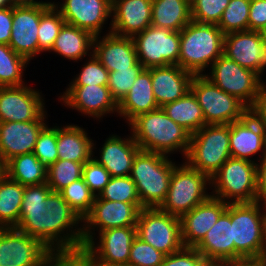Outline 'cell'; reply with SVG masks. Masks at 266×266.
<instances>
[{
	"label": "cell",
	"instance_id": "277c9868",
	"mask_svg": "<svg viewBox=\"0 0 266 266\" xmlns=\"http://www.w3.org/2000/svg\"><path fill=\"white\" fill-rule=\"evenodd\" d=\"M230 124L205 125L191 135L186 162L210 178L231 157Z\"/></svg>",
	"mask_w": 266,
	"mask_h": 266
},
{
	"label": "cell",
	"instance_id": "5b68a950",
	"mask_svg": "<svg viewBox=\"0 0 266 266\" xmlns=\"http://www.w3.org/2000/svg\"><path fill=\"white\" fill-rule=\"evenodd\" d=\"M207 181L211 184L208 175L191 168L186 162L180 167L175 166L166 198L159 209L181 218L211 196L205 192Z\"/></svg>",
	"mask_w": 266,
	"mask_h": 266
},
{
	"label": "cell",
	"instance_id": "7402d4cb",
	"mask_svg": "<svg viewBox=\"0 0 266 266\" xmlns=\"http://www.w3.org/2000/svg\"><path fill=\"white\" fill-rule=\"evenodd\" d=\"M111 8L108 0H65L58 11L66 24L84 29L95 37L111 16Z\"/></svg>",
	"mask_w": 266,
	"mask_h": 266
},
{
	"label": "cell",
	"instance_id": "30bf717a",
	"mask_svg": "<svg viewBox=\"0 0 266 266\" xmlns=\"http://www.w3.org/2000/svg\"><path fill=\"white\" fill-rule=\"evenodd\" d=\"M137 35V36H136ZM132 37L138 62L145 69L178 65L180 55V31L150 25Z\"/></svg>",
	"mask_w": 266,
	"mask_h": 266
},
{
	"label": "cell",
	"instance_id": "7c38bea8",
	"mask_svg": "<svg viewBox=\"0 0 266 266\" xmlns=\"http://www.w3.org/2000/svg\"><path fill=\"white\" fill-rule=\"evenodd\" d=\"M52 189L47 183L25 186L19 223L16 229L39 240L51 251V219L47 213L46 198Z\"/></svg>",
	"mask_w": 266,
	"mask_h": 266
},
{
	"label": "cell",
	"instance_id": "7dc6e473",
	"mask_svg": "<svg viewBox=\"0 0 266 266\" xmlns=\"http://www.w3.org/2000/svg\"><path fill=\"white\" fill-rule=\"evenodd\" d=\"M82 177L94 196H99L111 179L108 170L93 158L83 165Z\"/></svg>",
	"mask_w": 266,
	"mask_h": 266
},
{
	"label": "cell",
	"instance_id": "bcb514c9",
	"mask_svg": "<svg viewBox=\"0 0 266 266\" xmlns=\"http://www.w3.org/2000/svg\"><path fill=\"white\" fill-rule=\"evenodd\" d=\"M165 254L136 237L131 244L128 266H160Z\"/></svg>",
	"mask_w": 266,
	"mask_h": 266
},
{
	"label": "cell",
	"instance_id": "ac0fdd59",
	"mask_svg": "<svg viewBox=\"0 0 266 266\" xmlns=\"http://www.w3.org/2000/svg\"><path fill=\"white\" fill-rule=\"evenodd\" d=\"M223 55L261 75L266 66V42L263 33L247 30L225 34Z\"/></svg>",
	"mask_w": 266,
	"mask_h": 266
},
{
	"label": "cell",
	"instance_id": "52a82bcc",
	"mask_svg": "<svg viewBox=\"0 0 266 266\" xmlns=\"http://www.w3.org/2000/svg\"><path fill=\"white\" fill-rule=\"evenodd\" d=\"M190 90L202 109L205 125L231 124L250 112L240 100L213 84L205 74L192 77Z\"/></svg>",
	"mask_w": 266,
	"mask_h": 266
},
{
	"label": "cell",
	"instance_id": "4fadbf2b",
	"mask_svg": "<svg viewBox=\"0 0 266 266\" xmlns=\"http://www.w3.org/2000/svg\"><path fill=\"white\" fill-rule=\"evenodd\" d=\"M49 251L16 228H0V266H47Z\"/></svg>",
	"mask_w": 266,
	"mask_h": 266
},
{
	"label": "cell",
	"instance_id": "9a60e30c",
	"mask_svg": "<svg viewBox=\"0 0 266 266\" xmlns=\"http://www.w3.org/2000/svg\"><path fill=\"white\" fill-rule=\"evenodd\" d=\"M27 86L0 87V122L44 121V103Z\"/></svg>",
	"mask_w": 266,
	"mask_h": 266
},
{
	"label": "cell",
	"instance_id": "60d3db41",
	"mask_svg": "<svg viewBox=\"0 0 266 266\" xmlns=\"http://www.w3.org/2000/svg\"><path fill=\"white\" fill-rule=\"evenodd\" d=\"M60 193L82 220L90 212L95 196L85 184L83 177L66 186Z\"/></svg>",
	"mask_w": 266,
	"mask_h": 266
},
{
	"label": "cell",
	"instance_id": "ba28073f",
	"mask_svg": "<svg viewBox=\"0 0 266 266\" xmlns=\"http://www.w3.org/2000/svg\"><path fill=\"white\" fill-rule=\"evenodd\" d=\"M254 161L230 157L211 177L215 184L216 198H234L232 203L256 202V163ZM214 183V184H213Z\"/></svg>",
	"mask_w": 266,
	"mask_h": 266
},
{
	"label": "cell",
	"instance_id": "6125c7cd",
	"mask_svg": "<svg viewBox=\"0 0 266 266\" xmlns=\"http://www.w3.org/2000/svg\"><path fill=\"white\" fill-rule=\"evenodd\" d=\"M13 7L11 0H0V9Z\"/></svg>",
	"mask_w": 266,
	"mask_h": 266
},
{
	"label": "cell",
	"instance_id": "6da1fadb",
	"mask_svg": "<svg viewBox=\"0 0 266 266\" xmlns=\"http://www.w3.org/2000/svg\"><path fill=\"white\" fill-rule=\"evenodd\" d=\"M129 124L133 139L142 151L167 155L180 149L186 157L191 134L169 118L161 107L138 115Z\"/></svg>",
	"mask_w": 266,
	"mask_h": 266
},
{
	"label": "cell",
	"instance_id": "603a6c76",
	"mask_svg": "<svg viewBox=\"0 0 266 266\" xmlns=\"http://www.w3.org/2000/svg\"><path fill=\"white\" fill-rule=\"evenodd\" d=\"M44 121L0 122V157L6 163L13 157L32 153Z\"/></svg>",
	"mask_w": 266,
	"mask_h": 266
},
{
	"label": "cell",
	"instance_id": "4dcf8cb0",
	"mask_svg": "<svg viewBox=\"0 0 266 266\" xmlns=\"http://www.w3.org/2000/svg\"><path fill=\"white\" fill-rule=\"evenodd\" d=\"M191 21L190 0H152V26L181 31Z\"/></svg>",
	"mask_w": 266,
	"mask_h": 266
},
{
	"label": "cell",
	"instance_id": "44dd1931",
	"mask_svg": "<svg viewBox=\"0 0 266 266\" xmlns=\"http://www.w3.org/2000/svg\"><path fill=\"white\" fill-rule=\"evenodd\" d=\"M229 144L231 157L246 160L266 148V127L253 111L230 124Z\"/></svg>",
	"mask_w": 266,
	"mask_h": 266
},
{
	"label": "cell",
	"instance_id": "ab89813d",
	"mask_svg": "<svg viewBox=\"0 0 266 266\" xmlns=\"http://www.w3.org/2000/svg\"><path fill=\"white\" fill-rule=\"evenodd\" d=\"M53 4L41 15L38 29V53L50 51L55 43L60 29L65 24V20L58 11V7ZM57 7V8H56Z\"/></svg>",
	"mask_w": 266,
	"mask_h": 266
},
{
	"label": "cell",
	"instance_id": "c3c4849f",
	"mask_svg": "<svg viewBox=\"0 0 266 266\" xmlns=\"http://www.w3.org/2000/svg\"><path fill=\"white\" fill-rule=\"evenodd\" d=\"M92 58L82 68L78 77L71 82V85H108L109 71L96 59L92 54Z\"/></svg>",
	"mask_w": 266,
	"mask_h": 266
},
{
	"label": "cell",
	"instance_id": "836d02e7",
	"mask_svg": "<svg viewBox=\"0 0 266 266\" xmlns=\"http://www.w3.org/2000/svg\"><path fill=\"white\" fill-rule=\"evenodd\" d=\"M6 175L24 186L41 185L47 182V168L33 152L8 160Z\"/></svg>",
	"mask_w": 266,
	"mask_h": 266
},
{
	"label": "cell",
	"instance_id": "b9f144b4",
	"mask_svg": "<svg viewBox=\"0 0 266 266\" xmlns=\"http://www.w3.org/2000/svg\"><path fill=\"white\" fill-rule=\"evenodd\" d=\"M98 197L113 202L140 203L136 185L130 176L111 177Z\"/></svg>",
	"mask_w": 266,
	"mask_h": 266
},
{
	"label": "cell",
	"instance_id": "e7e4bbea",
	"mask_svg": "<svg viewBox=\"0 0 266 266\" xmlns=\"http://www.w3.org/2000/svg\"><path fill=\"white\" fill-rule=\"evenodd\" d=\"M262 33H263V36H264V40L266 42V29Z\"/></svg>",
	"mask_w": 266,
	"mask_h": 266
},
{
	"label": "cell",
	"instance_id": "e0dca14e",
	"mask_svg": "<svg viewBox=\"0 0 266 266\" xmlns=\"http://www.w3.org/2000/svg\"><path fill=\"white\" fill-rule=\"evenodd\" d=\"M99 236L100 245L97 248L94 241H89L83 250L99 266H128L131 244L137 237L136 227L103 230Z\"/></svg>",
	"mask_w": 266,
	"mask_h": 266
},
{
	"label": "cell",
	"instance_id": "11a10c76",
	"mask_svg": "<svg viewBox=\"0 0 266 266\" xmlns=\"http://www.w3.org/2000/svg\"><path fill=\"white\" fill-rule=\"evenodd\" d=\"M261 165L256 164V202L266 203V155H263Z\"/></svg>",
	"mask_w": 266,
	"mask_h": 266
},
{
	"label": "cell",
	"instance_id": "681fc988",
	"mask_svg": "<svg viewBox=\"0 0 266 266\" xmlns=\"http://www.w3.org/2000/svg\"><path fill=\"white\" fill-rule=\"evenodd\" d=\"M160 266H212L204 256L193 247H183L178 252L165 256Z\"/></svg>",
	"mask_w": 266,
	"mask_h": 266
},
{
	"label": "cell",
	"instance_id": "2e32d148",
	"mask_svg": "<svg viewBox=\"0 0 266 266\" xmlns=\"http://www.w3.org/2000/svg\"><path fill=\"white\" fill-rule=\"evenodd\" d=\"M13 6L12 31L9 46L28 61L38 54V29L41 15L52 5Z\"/></svg>",
	"mask_w": 266,
	"mask_h": 266
},
{
	"label": "cell",
	"instance_id": "f35d334b",
	"mask_svg": "<svg viewBox=\"0 0 266 266\" xmlns=\"http://www.w3.org/2000/svg\"><path fill=\"white\" fill-rule=\"evenodd\" d=\"M251 0H230L223 11L218 27L222 33L247 31Z\"/></svg>",
	"mask_w": 266,
	"mask_h": 266
},
{
	"label": "cell",
	"instance_id": "3957f363",
	"mask_svg": "<svg viewBox=\"0 0 266 266\" xmlns=\"http://www.w3.org/2000/svg\"><path fill=\"white\" fill-rule=\"evenodd\" d=\"M168 156L140 150L133 161L130 177L143 208H159L166 198L175 167Z\"/></svg>",
	"mask_w": 266,
	"mask_h": 266
},
{
	"label": "cell",
	"instance_id": "f546056e",
	"mask_svg": "<svg viewBox=\"0 0 266 266\" xmlns=\"http://www.w3.org/2000/svg\"><path fill=\"white\" fill-rule=\"evenodd\" d=\"M93 146L92 140L79 126L57 128L58 159L86 162L92 158Z\"/></svg>",
	"mask_w": 266,
	"mask_h": 266
},
{
	"label": "cell",
	"instance_id": "7a4b0ae2",
	"mask_svg": "<svg viewBox=\"0 0 266 266\" xmlns=\"http://www.w3.org/2000/svg\"><path fill=\"white\" fill-rule=\"evenodd\" d=\"M224 36L217 25L191 21L180 31L178 65L193 75H202L206 66L223 55Z\"/></svg>",
	"mask_w": 266,
	"mask_h": 266
},
{
	"label": "cell",
	"instance_id": "d6a6232c",
	"mask_svg": "<svg viewBox=\"0 0 266 266\" xmlns=\"http://www.w3.org/2000/svg\"><path fill=\"white\" fill-rule=\"evenodd\" d=\"M93 39L94 36L90 32L65 23L51 50L77 61L87 55L93 46Z\"/></svg>",
	"mask_w": 266,
	"mask_h": 266
},
{
	"label": "cell",
	"instance_id": "4316f807",
	"mask_svg": "<svg viewBox=\"0 0 266 266\" xmlns=\"http://www.w3.org/2000/svg\"><path fill=\"white\" fill-rule=\"evenodd\" d=\"M153 94L159 107L183 97L189 90L191 72L183 70L179 65L151 67Z\"/></svg>",
	"mask_w": 266,
	"mask_h": 266
},
{
	"label": "cell",
	"instance_id": "db71d44e",
	"mask_svg": "<svg viewBox=\"0 0 266 266\" xmlns=\"http://www.w3.org/2000/svg\"><path fill=\"white\" fill-rule=\"evenodd\" d=\"M13 21V7L0 9V44L9 45Z\"/></svg>",
	"mask_w": 266,
	"mask_h": 266
},
{
	"label": "cell",
	"instance_id": "5bb4252c",
	"mask_svg": "<svg viewBox=\"0 0 266 266\" xmlns=\"http://www.w3.org/2000/svg\"><path fill=\"white\" fill-rule=\"evenodd\" d=\"M141 203H125L102 200L95 196L90 212L83 218L87 227L82 228L83 245L93 241L90 229L97 227L100 231L120 227H136ZM91 227V228H90Z\"/></svg>",
	"mask_w": 266,
	"mask_h": 266
},
{
	"label": "cell",
	"instance_id": "8992f818",
	"mask_svg": "<svg viewBox=\"0 0 266 266\" xmlns=\"http://www.w3.org/2000/svg\"><path fill=\"white\" fill-rule=\"evenodd\" d=\"M211 68V77L205 76L213 84L236 97L250 111L255 109L265 85L258 73L240 66L225 55L220 56Z\"/></svg>",
	"mask_w": 266,
	"mask_h": 266
},
{
	"label": "cell",
	"instance_id": "f6af8a7d",
	"mask_svg": "<svg viewBox=\"0 0 266 266\" xmlns=\"http://www.w3.org/2000/svg\"><path fill=\"white\" fill-rule=\"evenodd\" d=\"M33 153L47 169L58 160L57 127L49 128L46 125L41 130Z\"/></svg>",
	"mask_w": 266,
	"mask_h": 266
},
{
	"label": "cell",
	"instance_id": "9f6ffc18",
	"mask_svg": "<svg viewBox=\"0 0 266 266\" xmlns=\"http://www.w3.org/2000/svg\"><path fill=\"white\" fill-rule=\"evenodd\" d=\"M226 266H266V258L263 256L239 258L228 263Z\"/></svg>",
	"mask_w": 266,
	"mask_h": 266
},
{
	"label": "cell",
	"instance_id": "f907efd6",
	"mask_svg": "<svg viewBox=\"0 0 266 266\" xmlns=\"http://www.w3.org/2000/svg\"><path fill=\"white\" fill-rule=\"evenodd\" d=\"M47 266H95V261L84 250L51 252Z\"/></svg>",
	"mask_w": 266,
	"mask_h": 266
},
{
	"label": "cell",
	"instance_id": "f1b7e54d",
	"mask_svg": "<svg viewBox=\"0 0 266 266\" xmlns=\"http://www.w3.org/2000/svg\"><path fill=\"white\" fill-rule=\"evenodd\" d=\"M151 82V73L144 69L136 78L128 94L118 103V113L129 121L138 115L158 109Z\"/></svg>",
	"mask_w": 266,
	"mask_h": 266
},
{
	"label": "cell",
	"instance_id": "680465c9",
	"mask_svg": "<svg viewBox=\"0 0 266 266\" xmlns=\"http://www.w3.org/2000/svg\"><path fill=\"white\" fill-rule=\"evenodd\" d=\"M266 207V203H264ZM266 210V208H265ZM262 234H263V250H262V256L266 258V212L265 214L262 213Z\"/></svg>",
	"mask_w": 266,
	"mask_h": 266
},
{
	"label": "cell",
	"instance_id": "7bdbcfd3",
	"mask_svg": "<svg viewBox=\"0 0 266 266\" xmlns=\"http://www.w3.org/2000/svg\"><path fill=\"white\" fill-rule=\"evenodd\" d=\"M144 69V66L138 62L129 69H116V71L109 72L108 88L117 104L128 94L137 76Z\"/></svg>",
	"mask_w": 266,
	"mask_h": 266
},
{
	"label": "cell",
	"instance_id": "1f68e13d",
	"mask_svg": "<svg viewBox=\"0 0 266 266\" xmlns=\"http://www.w3.org/2000/svg\"><path fill=\"white\" fill-rule=\"evenodd\" d=\"M161 108L169 118L186 129L191 135L205 126L202 109L191 90L180 99L167 103Z\"/></svg>",
	"mask_w": 266,
	"mask_h": 266
},
{
	"label": "cell",
	"instance_id": "8d00e7d4",
	"mask_svg": "<svg viewBox=\"0 0 266 266\" xmlns=\"http://www.w3.org/2000/svg\"><path fill=\"white\" fill-rule=\"evenodd\" d=\"M27 62L9 45L0 44V87L23 85L22 70Z\"/></svg>",
	"mask_w": 266,
	"mask_h": 266
},
{
	"label": "cell",
	"instance_id": "be15d7a7",
	"mask_svg": "<svg viewBox=\"0 0 266 266\" xmlns=\"http://www.w3.org/2000/svg\"><path fill=\"white\" fill-rule=\"evenodd\" d=\"M108 1H109L110 5L112 6L114 3H116L119 0H108Z\"/></svg>",
	"mask_w": 266,
	"mask_h": 266
},
{
	"label": "cell",
	"instance_id": "d6986e66",
	"mask_svg": "<svg viewBox=\"0 0 266 266\" xmlns=\"http://www.w3.org/2000/svg\"><path fill=\"white\" fill-rule=\"evenodd\" d=\"M214 195L180 218L181 239L184 247L195 248L227 209L230 201L224 202Z\"/></svg>",
	"mask_w": 266,
	"mask_h": 266
},
{
	"label": "cell",
	"instance_id": "cb8c5ba5",
	"mask_svg": "<svg viewBox=\"0 0 266 266\" xmlns=\"http://www.w3.org/2000/svg\"><path fill=\"white\" fill-rule=\"evenodd\" d=\"M66 91L61 100L81 113L99 118L105 113L118 111L108 85H70Z\"/></svg>",
	"mask_w": 266,
	"mask_h": 266
},
{
	"label": "cell",
	"instance_id": "91938a15",
	"mask_svg": "<svg viewBox=\"0 0 266 266\" xmlns=\"http://www.w3.org/2000/svg\"><path fill=\"white\" fill-rule=\"evenodd\" d=\"M13 6H23V5H40L47 4L46 2H37L34 0H11Z\"/></svg>",
	"mask_w": 266,
	"mask_h": 266
},
{
	"label": "cell",
	"instance_id": "74e56055",
	"mask_svg": "<svg viewBox=\"0 0 266 266\" xmlns=\"http://www.w3.org/2000/svg\"><path fill=\"white\" fill-rule=\"evenodd\" d=\"M85 162L58 159L47 169V185L54 192H60L72 182L82 178Z\"/></svg>",
	"mask_w": 266,
	"mask_h": 266
},
{
	"label": "cell",
	"instance_id": "816d5d0a",
	"mask_svg": "<svg viewBox=\"0 0 266 266\" xmlns=\"http://www.w3.org/2000/svg\"><path fill=\"white\" fill-rule=\"evenodd\" d=\"M266 29V0H251L248 30L263 32Z\"/></svg>",
	"mask_w": 266,
	"mask_h": 266
},
{
	"label": "cell",
	"instance_id": "83f0119b",
	"mask_svg": "<svg viewBox=\"0 0 266 266\" xmlns=\"http://www.w3.org/2000/svg\"><path fill=\"white\" fill-rule=\"evenodd\" d=\"M140 150L133 136L125 140L111 136L101 149L100 159L95 160L108 170L111 177L130 176L134 158Z\"/></svg>",
	"mask_w": 266,
	"mask_h": 266
},
{
	"label": "cell",
	"instance_id": "6f0895ef",
	"mask_svg": "<svg viewBox=\"0 0 266 266\" xmlns=\"http://www.w3.org/2000/svg\"><path fill=\"white\" fill-rule=\"evenodd\" d=\"M253 112L259 117L266 127V93H262Z\"/></svg>",
	"mask_w": 266,
	"mask_h": 266
},
{
	"label": "cell",
	"instance_id": "d4e9b609",
	"mask_svg": "<svg viewBox=\"0 0 266 266\" xmlns=\"http://www.w3.org/2000/svg\"><path fill=\"white\" fill-rule=\"evenodd\" d=\"M111 32L125 37L144 31L151 25L152 0H119L112 5Z\"/></svg>",
	"mask_w": 266,
	"mask_h": 266
},
{
	"label": "cell",
	"instance_id": "d590c367",
	"mask_svg": "<svg viewBox=\"0 0 266 266\" xmlns=\"http://www.w3.org/2000/svg\"><path fill=\"white\" fill-rule=\"evenodd\" d=\"M51 219V252L78 251L83 250V232L79 228L75 232L71 230L68 235L60 236L68 228L71 229L82 219L78 215H55L50 214ZM72 226V227H71ZM64 230V231H63ZM59 237V238H58ZM58 240V241H57ZM57 242L55 244V242ZM55 244V246H54ZM53 245V247H52ZM56 248V249H55Z\"/></svg>",
	"mask_w": 266,
	"mask_h": 266
},
{
	"label": "cell",
	"instance_id": "8fae6325",
	"mask_svg": "<svg viewBox=\"0 0 266 266\" xmlns=\"http://www.w3.org/2000/svg\"><path fill=\"white\" fill-rule=\"evenodd\" d=\"M231 224L235 245V260L261 257L263 234L259 202H231Z\"/></svg>",
	"mask_w": 266,
	"mask_h": 266
},
{
	"label": "cell",
	"instance_id": "f5cc1de1",
	"mask_svg": "<svg viewBox=\"0 0 266 266\" xmlns=\"http://www.w3.org/2000/svg\"><path fill=\"white\" fill-rule=\"evenodd\" d=\"M47 213L55 215H77L63 199L60 192L51 191L46 198Z\"/></svg>",
	"mask_w": 266,
	"mask_h": 266
},
{
	"label": "cell",
	"instance_id": "9c48e42d",
	"mask_svg": "<svg viewBox=\"0 0 266 266\" xmlns=\"http://www.w3.org/2000/svg\"><path fill=\"white\" fill-rule=\"evenodd\" d=\"M136 230L137 237L166 256L184 247L180 218L159 208H142L138 215Z\"/></svg>",
	"mask_w": 266,
	"mask_h": 266
},
{
	"label": "cell",
	"instance_id": "03108f58",
	"mask_svg": "<svg viewBox=\"0 0 266 266\" xmlns=\"http://www.w3.org/2000/svg\"><path fill=\"white\" fill-rule=\"evenodd\" d=\"M262 93H266V86L264 85Z\"/></svg>",
	"mask_w": 266,
	"mask_h": 266
},
{
	"label": "cell",
	"instance_id": "ffe728a7",
	"mask_svg": "<svg viewBox=\"0 0 266 266\" xmlns=\"http://www.w3.org/2000/svg\"><path fill=\"white\" fill-rule=\"evenodd\" d=\"M231 225V203L228 202L227 209L195 247L212 266H226L235 260Z\"/></svg>",
	"mask_w": 266,
	"mask_h": 266
},
{
	"label": "cell",
	"instance_id": "e575fe53",
	"mask_svg": "<svg viewBox=\"0 0 266 266\" xmlns=\"http://www.w3.org/2000/svg\"><path fill=\"white\" fill-rule=\"evenodd\" d=\"M24 189L7 175L0 181V228H16Z\"/></svg>",
	"mask_w": 266,
	"mask_h": 266
},
{
	"label": "cell",
	"instance_id": "ee69618b",
	"mask_svg": "<svg viewBox=\"0 0 266 266\" xmlns=\"http://www.w3.org/2000/svg\"><path fill=\"white\" fill-rule=\"evenodd\" d=\"M230 0H190L191 20L218 25Z\"/></svg>",
	"mask_w": 266,
	"mask_h": 266
},
{
	"label": "cell",
	"instance_id": "484cf974",
	"mask_svg": "<svg viewBox=\"0 0 266 266\" xmlns=\"http://www.w3.org/2000/svg\"><path fill=\"white\" fill-rule=\"evenodd\" d=\"M98 38L95 36L93 39V55L109 72L129 69L138 63L132 37L119 36L110 31L101 41Z\"/></svg>",
	"mask_w": 266,
	"mask_h": 266
},
{
	"label": "cell",
	"instance_id": "94428289",
	"mask_svg": "<svg viewBox=\"0 0 266 266\" xmlns=\"http://www.w3.org/2000/svg\"><path fill=\"white\" fill-rule=\"evenodd\" d=\"M6 176V163L0 157V181Z\"/></svg>",
	"mask_w": 266,
	"mask_h": 266
}]
</instances>
